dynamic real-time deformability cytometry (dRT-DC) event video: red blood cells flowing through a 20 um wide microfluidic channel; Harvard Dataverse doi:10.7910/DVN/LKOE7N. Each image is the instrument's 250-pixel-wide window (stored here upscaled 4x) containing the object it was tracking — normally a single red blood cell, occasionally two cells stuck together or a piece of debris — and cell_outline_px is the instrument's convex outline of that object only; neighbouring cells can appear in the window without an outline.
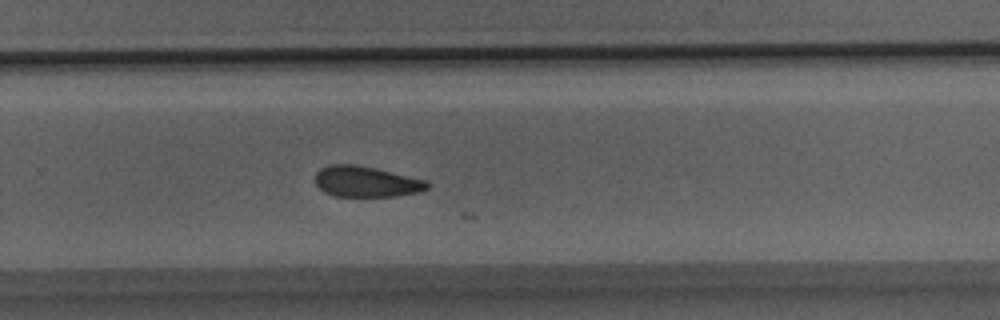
{"species": "Egyptian fruit bat (a non-hibernating species)", "species_latin": "Rousettus aegyptiacus", "temperature_condition": "room temperature", "stored_images_in_passage": 31, "camera_frame_rate_fps": 3000, "um_per_image_px": 0.085, "animal": {"sex": "male"}, "frame": {"image": 1, "passage_image": 21, "time_ms": 6.667, "image_size_px": [1000, 320], "cell_outline_px": [[432, 184], [428, 188], [420, 192], [396, 196], [336, 196], [324, 192], [316, 184], [316, 172], [320, 168], [328, 164], [356, 164], [376, 168], [428, 180]], "centroid_in_image_um": [31.16, 15.43], "position_along_channel_um": 298.6, "area_um2": 20.35}}
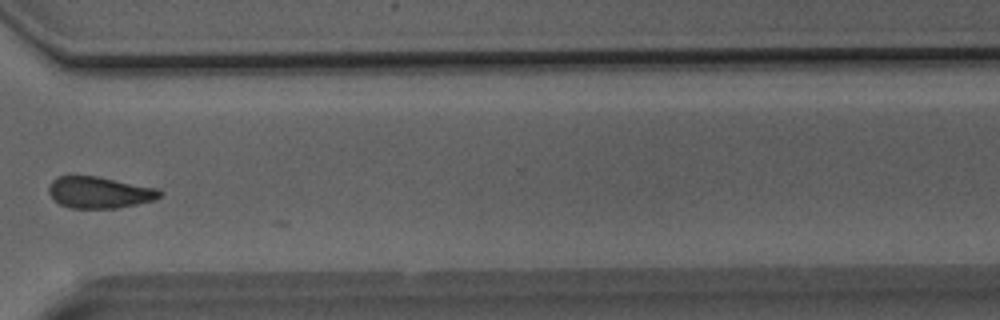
{"frame": {"image": 2, "passage_image": 24, "time_ms": 7.667, "image_size_px": [1000, 320], "cell_outline_px": [[164, 192], [160, 196], [152, 200], [136, 204], [116, 208], [72, 208], [60, 204], [48, 192], [48, 188], [52, 180], [56, 176], [96, 176], [160, 188]], "centroid_in_image_um": [8.47, 16.34], "position_along_channel_um": 362.1, "area_um2": 20.35}}
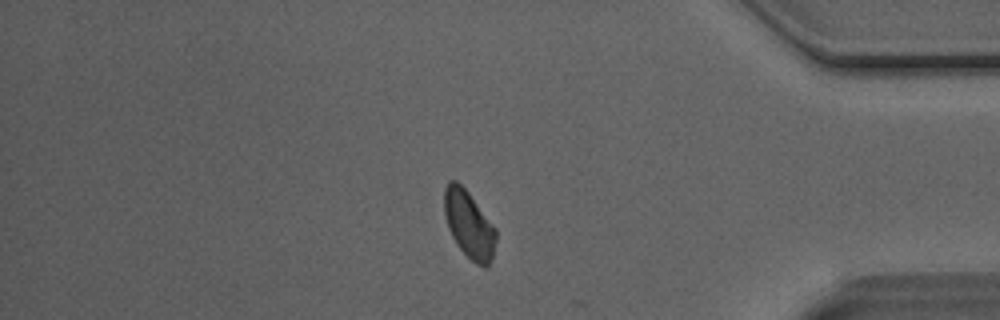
{"frame": {"image": 3, "passage_image": 27, "time_ms": 8.667, "image_size_px": [1000, 320], "cell_outline_px": [[496, 240], [492, 256], [488, 264], [484, 268], [476, 264], [456, 244], [448, 228], [444, 216], [444, 188], [448, 180], [456, 180], [468, 192], [496, 228]], "centroid_in_image_um": [39.84, 19.05], "position_along_channel_um": 395.4, "area_um2": 20.17}}